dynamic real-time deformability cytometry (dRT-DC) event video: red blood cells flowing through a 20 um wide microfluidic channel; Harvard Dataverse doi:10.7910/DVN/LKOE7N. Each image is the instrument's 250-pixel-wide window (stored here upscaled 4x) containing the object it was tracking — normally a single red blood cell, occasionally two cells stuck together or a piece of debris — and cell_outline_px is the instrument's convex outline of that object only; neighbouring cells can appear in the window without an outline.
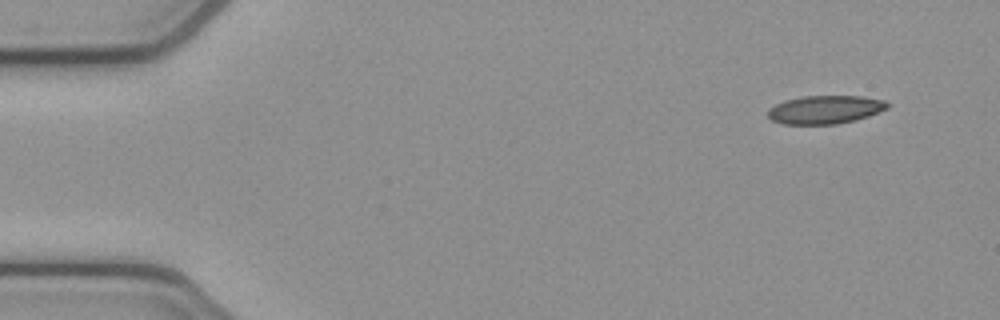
{"species": "common noctule bat (a hibernating species)", "species_latin": "Nyctalus noctula", "temperature_condition": "cold", "stored_images_in_passage": 4, "camera_frame_rate_fps": 3000, "um_per_image_px": 0.085, "animal": {"sex": "female", "body_mass_g": 21.9}, "frame": {"image": 1, "passage_image": 1, "time_ms": 0.0, "image_size_px": [1000, 320], "cell_outline_px": [[888, 108], [868, 116], [856, 120], [836, 124], [780, 124], [772, 120], [768, 116], [768, 112], [776, 104], [784, 100], [804, 96], [860, 96], [884, 100], [888, 104]], "centroid_in_image_um": [70.13, 9.32], "position_along_channel_um": 14.9, "area_um2": 19.59}}
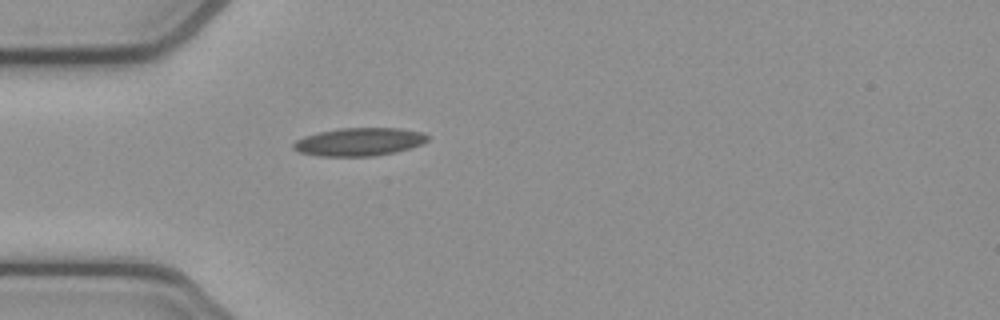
{"frame": {"image": 2, "passage_image": 4, "time_ms": 1.0, "image_size_px": [1000, 320], "cell_outline_px": [[428, 140], [424, 144], [396, 152], [372, 156], [320, 156], [300, 152], [292, 148], [292, 144], [296, 140], [304, 136], [320, 132], [340, 128], [400, 128], [424, 132], [428, 136]], "centroid_in_image_um": [30.56, 12.05], "position_along_channel_um": 54.4, "area_um2": 22.02}}